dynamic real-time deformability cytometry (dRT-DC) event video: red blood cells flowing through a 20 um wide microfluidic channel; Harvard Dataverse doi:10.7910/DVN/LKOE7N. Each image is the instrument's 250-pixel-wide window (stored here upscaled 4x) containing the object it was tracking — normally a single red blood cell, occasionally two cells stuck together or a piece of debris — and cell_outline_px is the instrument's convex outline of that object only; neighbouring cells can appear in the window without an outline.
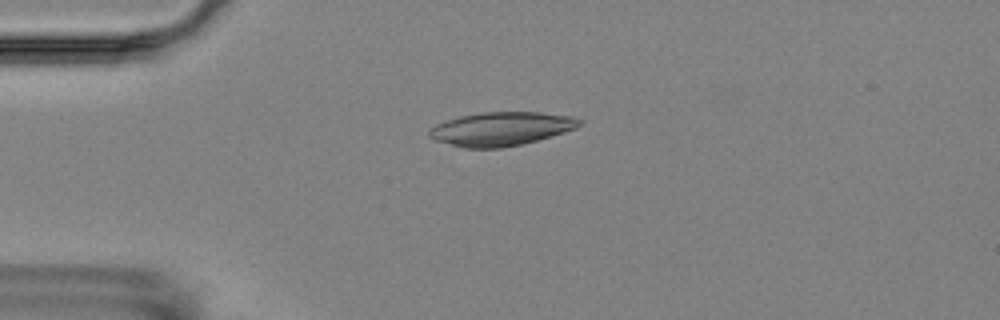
{"species": "Egyptian fruit bat (a non-hibernating species)", "species_latin": "Rousettus aegyptiacus", "temperature_condition": "room temperature", "stored_images_in_passage": 6, "camera_frame_rate_fps": 3000, "um_per_image_px": 0.085, "animal": {"sex": "female"}, "frame": {"image": 1, "passage_image": 4, "time_ms": 3.333, "image_size_px": [1000, 320], "cell_outline_px": [[584, 120], [576, 128], [564, 132], [536, 140], [520, 144], [500, 148], [464, 148], [436, 140], [428, 136], [428, 128], [436, 124], [460, 116], [484, 112], [540, 112], [572, 116]], "centroid_in_image_um": [42.58, 10.94], "position_along_channel_um": 42.4, "area_um2": 29.3}}